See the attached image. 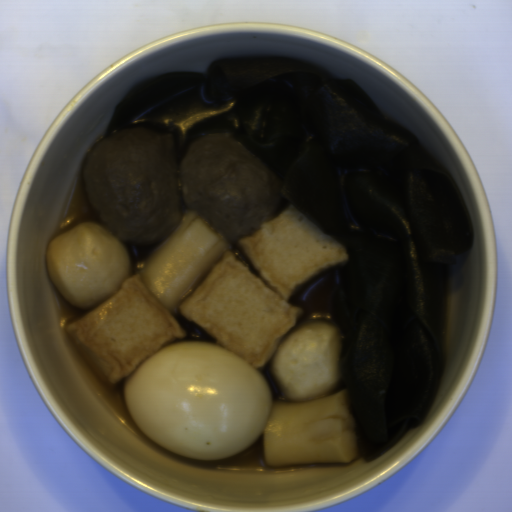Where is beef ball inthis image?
<instances>
[{
    "instance_id": "beef-ball-1",
    "label": "beef ball",
    "mask_w": 512,
    "mask_h": 512,
    "mask_svg": "<svg viewBox=\"0 0 512 512\" xmlns=\"http://www.w3.org/2000/svg\"><path fill=\"white\" fill-rule=\"evenodd\" d=\"M173 134L146 126L96 142L83 178L98 224L127 245H160L186 209L229 244L278 217L280 178L241 142L211 133L190 144L178 164Z\"/></svg>"
}]
</instances>
